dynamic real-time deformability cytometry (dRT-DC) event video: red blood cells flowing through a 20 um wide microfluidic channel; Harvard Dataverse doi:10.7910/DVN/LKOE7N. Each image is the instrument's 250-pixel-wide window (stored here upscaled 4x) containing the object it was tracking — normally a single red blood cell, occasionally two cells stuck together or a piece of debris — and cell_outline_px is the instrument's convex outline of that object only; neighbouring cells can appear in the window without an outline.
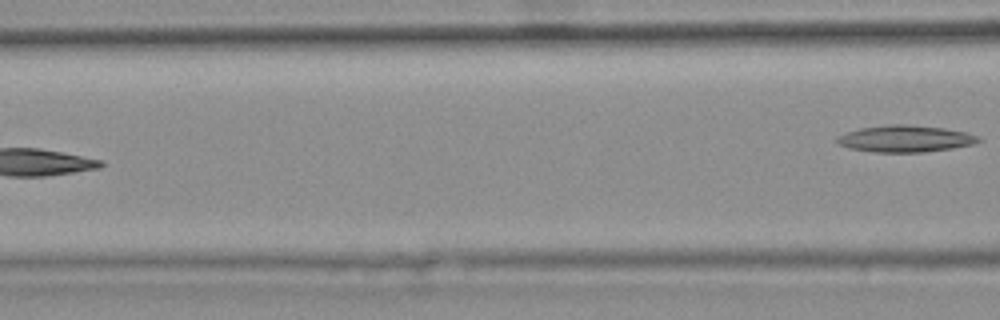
{"species": "common noctule bat (a hibernating species)", "species_latin": "Nyctalus noctula", "temperature_condition": "warm", "stored_images_in_passage": 7, "segment_of_instrument_passage": [2, 2], "camera_frame_rate_fps": 3000, "um_per_image_px": 0.085, "animal": {"sex": "female", "body_mass_g": 25.1}, "frame": {"image": 1, "passage_image": 7, "time_ms": 2.0, "image_size_px": [1000, 320], "cell_outline_px": [[980, 140], [972, 144], [952, 148], [924, 152], [876, 152], [848, 148], [836, 144], [836, 136], [860, 128], [888, 124], [908, 124], [944, 128], [964, 132], [980, 136]], "centroid_in_image_um": [76.9, 11.79], "position_along_channel_um": 89.7, "area_um2": 22.02}}